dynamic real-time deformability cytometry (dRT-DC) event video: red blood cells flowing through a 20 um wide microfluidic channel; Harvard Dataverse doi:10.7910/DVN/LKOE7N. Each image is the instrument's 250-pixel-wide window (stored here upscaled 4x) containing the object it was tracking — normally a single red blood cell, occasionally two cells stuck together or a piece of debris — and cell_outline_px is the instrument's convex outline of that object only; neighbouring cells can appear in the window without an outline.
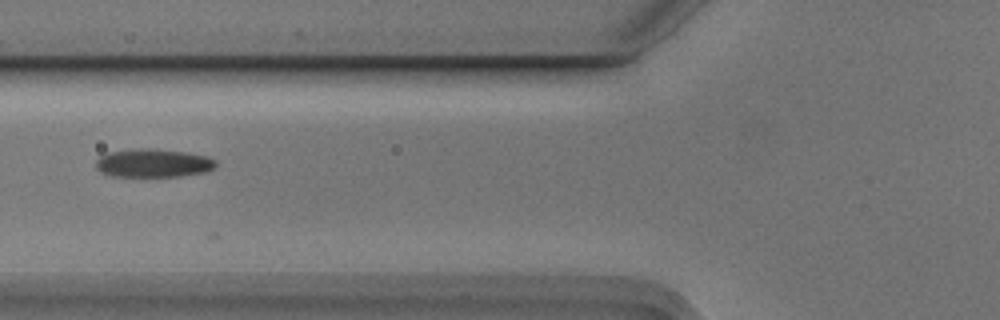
{"species": "Egyptian fruit bat (a non-hibernating species)", "species_latin": "Rousettus aegyptiacus", "temperature_condition": "cold", "stored_images_in_passage": 6, "camera_frame_rate_fps": 3000, "um_per_image_px": 0.085, "animal": {"sex": "male"}, "frame": {"image": 1, "passage_image": 6, "time_ms": 1.667, "image_size_px": [1000, 320], "cell_outline_px": [[216, 164], [208, 172], [180, 176], [112, 176], [96, 168], [96, 160], [100, 156], [108, 152], [140, 148], [148, 148], [188, 152], [204, 156], [216, 160]], "centroid_in_image_um": [13.03, 13.86], "position_along_channel_um": 112.8, "area_um2": 19.71}}